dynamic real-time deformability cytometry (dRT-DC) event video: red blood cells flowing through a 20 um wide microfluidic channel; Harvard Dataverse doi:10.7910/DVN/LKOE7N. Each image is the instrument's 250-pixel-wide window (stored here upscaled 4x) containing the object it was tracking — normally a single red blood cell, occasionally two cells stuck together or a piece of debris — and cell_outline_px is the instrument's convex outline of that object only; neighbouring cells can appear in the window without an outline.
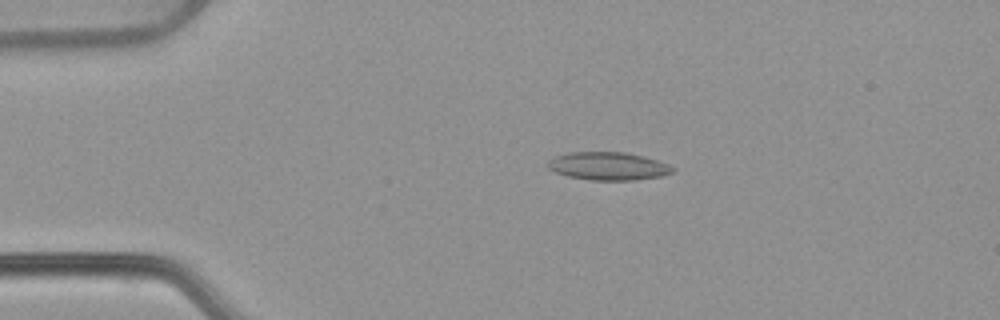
{"species": "common noctule bat (a hibernating species)", "species_latin": "Nyctalus noctula", "temperature_condition": "warm", "stored_images_in_passage": 53, "camera_frame_rate_fps": 3000, "um_per_image_px": 0.085, "animal": {"sex": "female", "body_mass_g": 22.7, "forearm_length_mm": 54.2}, "frame": {"image": 1, "passage_image": 11, "time_ms": 3.333, "image_size_px": [1000, 320], "cell_outline_px": [[676, 168], [672, 172], [664, 176], [636, 180], [592, 180], [568, 176], [556, 172], [548, 168], [544, 164], [548, 160], [556, 156], [572, 152], [624, 152], [656, 160], [668, 164]], "centroid_in_image_um": [51.69, 14.13], "position_along_channel_um": 33.3, "area_um2": 20.35}}
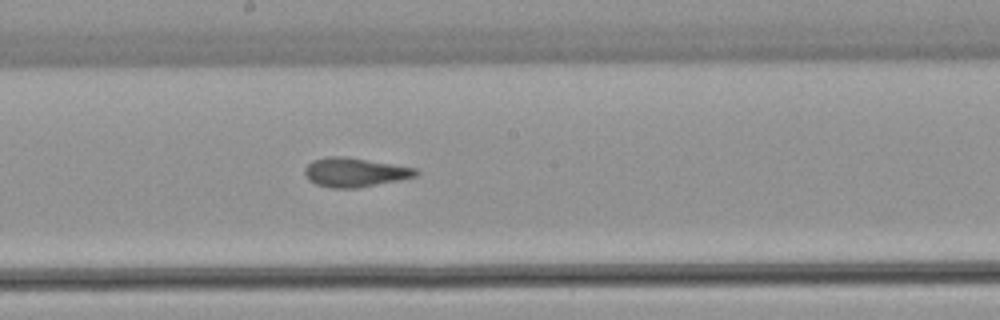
{"frame": {"image": 2, "passage_image": 29, "time_ms": 9.333, "image_size_px": [1000, 320], "cell_outline_px": [[420, 172], [416, 176], [400, 180], [356, 188], [332, 188], [316, 184], [308, 180], [304, 172], [304, 168], [312, 160], [328, 156], [340, 156], [392, 164], [416, 168]], "centroid_in_image_um": [30.13, 14.65], "position_along_channel_um": 218.1, "area_um2": 18.73}}
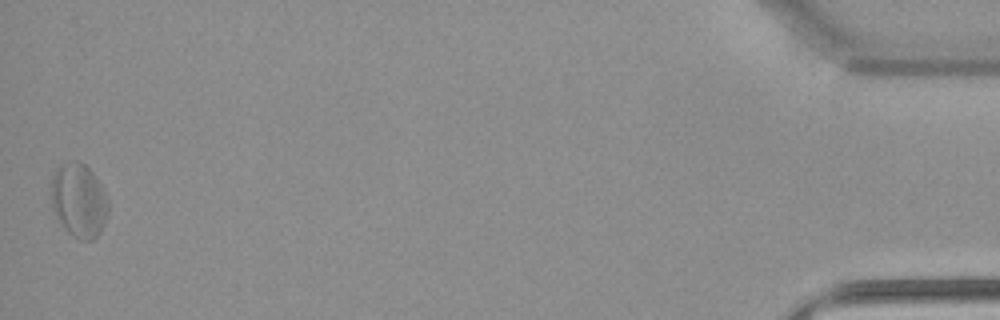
{"frame": {"image": 3, "passage_image": 53, "time_ms": 17.333, "image_size_px": [1000, 320], "cell_outline_px": [[108, 212], [104, 224], [100, 232], [92, 240], [80, 240], [72, 236], [64, 228], [56, 216], [52, 208], [52, 176], [56, 168], [60, 164], [72, 160], [76, 160], [84, 164], [92, 172], [104, 188], [108, 196]], "centroid_in_image_um": [6.72, 17.02], "position_along_channel_um": 428.5, "area_um2": 24.8}, "authors_computed_cell_mechanics": {"area_um2": 19.652, "velocity_mm_per_s": 3.8139, "shape_relaxation_time_tau1_ms": null, "shape_relaxation_time_tau2_ms": 2.4027, "deformation_change_tau1": null, "deformation_change_tau2": 0.0989}}